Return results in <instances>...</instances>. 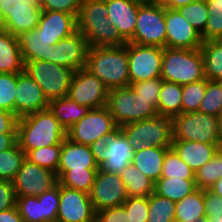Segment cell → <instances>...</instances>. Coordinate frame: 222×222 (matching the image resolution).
<instances>
[{"label":"cell","instance_id":"obj_57","mask_svg":"<svg viewBox=\"0 0 222 222\" xmlns=\"http://www.w3.org/2000/svg\"><path fill=\"white\" fill-rule=\"evenodd\" d=\"M197 0H169L164 7L168 9H178L179 7L185 6L187 4L193 3Z\"/></svg>","mask_w":222,"mask_h":222},{"label":"cell","instance_id":"obj_6","mask_svg":"<svg viewBox=\"0 0 222 222\" xmlns=\"http://www.w3.org/2000/svg\"><path fill=\"white\" fill-rule=\"evenodd\" d=\"M118 129L109 109L104 106L91 109L67 129L66 138L74 143L96 148Z\"/></svg>","mask_w":222,"mask_h":222},{"label":"cell","instance_id":"obj_50","mask_svg":"<svg viewBox=\"0 0 222 222\" xmlns=\"http://www.w3.org/2000/svg\"><path fill=\"white\" fill-rule=\"evenodd\" d=\"M96 222H131V219L122 205L96 212Z\"/></svg>","mask_w":222,"mask_h":222},{"label":"cell","instance_id":"obj_45","mask_svg":"<svg viewBox=\"0 0 222 222\" xmlns=\"http://www.w3.org/2000/svg\"><path fill=\"white\" fill-rule=\"evenodd\" d=\"M18 74L0 73V109L15 114Z\"/></svg>","mask_w":222,"mask_h":222},{"label":"cell","instance_id":"obj_12","mask_svg":"<svg viewBox=\"0 0 222 222\" xmlns=\"http://www.w3.org/2000/svg\"><path fill=\"white\" fill-rule=\"evenodd\" d=\"M133 152V147L119 128L95 148L96 163L104 172L120 174L132 163Z\"/></svg>","mask_w":222,"mask_h":222},{"label":"cell","instance_id":"obj_14","mask_svg":"<svg viewBox=\"0 0 222 222\" xmlns=\"http://www.w3.org/2000/svg\"><path fill=\"white\" fill-rule=\"evenodd\" d=\"M89 196L95 212L110 207L122 206L128 198L120 174L104 172L100 168L96 172Z\"/></svg>","mask_w":222,"mask_h":222},{"label":"cell","instance_id":"obj_29","mask_svg":"<svg viewBox=\"0 0 222 222\" xmlns=\"http://www.w3.org/2000/svg\"><path fill=\"white\" fill-rule=\"evenodd\" d=\"M205 216L204 189H197L175 204V222H199Z\"/></svg>","mask_w":222,"mask_h":222},{"label":"cell","instance_id":"obj_21","mask_svg":"<svg viewBox=\"0 0 222 222\" xmlns=\"http://www.w3.org/2000/svg\"><path fill=\"white\" fill-rule=\"evenodd\" d=\"M36 29L52 41V45H56L77 31V17L65 12L43 10Z\"/></svg>","mask_w":222,"mask_h":222},{"label":"cell","instance_id":"obj_44","mask_svg":"<svg viewBox=\"0 0 222 222\" xmlns=\"http://www.w3.org/2000/svg\"><path fill=\"white\" fill-rule=\"evenodd\" d=\"M177 10L189 21L196 31L201 35L203 34L208 18L206 0L194 1L193 3L179 7Z\"/></svg>","mask_w":222,"mask_h":222},{"label":"cell","instance_id":"obj_26","mask_svg":"<svg viewBox=\"0 0 222 222\" xmlns=\"http://www.w3.org/2000/svg\"><path fill=\"white\" fill-rule=\"evenodd\" d=\"M167 149L151 147L134 150L132 164L155 183L161 177Z\"/></svg>","mask_w":222,"mask_h":222},{"label":"cell","instance_id":"obj_15","mask_svg":"<svg viewBox=\"0 0 222 222\" xmlns=\"http://www.w3.org/2000/svg\"><path fill=\"white\" fill-rule=\"evenodd\" d=\"M16 196H39L58 183L55 172L25 159L12 181Z\"/></svg>","mask_w":222,"mask_h":222},{"label":"cell","instance_id":"obj_65","mask_svg":"<svg viewBox=\"0 0 222 222\" xmlns=\"http://www.w3.org/2000/svg\"><path fill=\"white\" fill-rule=\"evenodd\" d=\"M133 1L143 3V2H147V1H149V0H133Z\"/></svg>","mask_w":222,"mask_h":222},{"label":"cell","instance_id":"obj_36","mask_svg":"<svg viewBox=\"0 0 222 222\" xmlns=\"http://www.w3.org/2000/svg\"><path fill=\"white\" fill-rule=\"evenodd\" d=\"M25 160V152L18 142L8 150L0 152V180L13 181Z\"/></svg>","mask_w":222,"mask_h":222},{"label":"cell","instance_id":"obj_64","mask_svg":"<svg viewBox=\"0 0 222 222\" xmlns=\"http://www.w3.org/2000/svg\"><path fill=\"white\" fill-rule=\"evenodd\" d=\"M2 19V4L0 3V20Z\"/></svg>","mask_w":222,"mask_h":222},{"label":"cell","instance_id":"obj_35","mask_svg":"<svg viewBox=\"0 0 222 222\" xmlns=\"http://www.w3.org/2000/svg\"><path fill=\"white\" fill-rule=\"evenodd\" d=\"M176 202L153 192L148 197L147 222H175Z\"/></svg>","mask_w":222,"mask_h":222},{"label":"cell","instance_id":"obj_54","mask_svg":"<svg viewBox=\"0 0 222 222\" xmlns=\"http://www.w3.org/2000/svg\"><path fill=\"white\" fill-rule=\"evenodd\" d=\"M18 119L12 112L0 109V133H17Z\"/></svg>","mask_w":222,"mask_h":222},{"label":"cell","instance_id":"obj_9","mask_svg":"<svg viewBox=\"0 0 222 222\" xmlns=\"http://www.w3.org/2000/svg\"><path fill=\"white\" fill-rule=\"evenodd\" d=\"M24 72L42 88L48 101L68 96L74 70L37 60L25 63Z\"/></svg>","mask_w":222,"mask_h":222},{"label":"cell","instance_id":"obj_53","mask_svg":"<svg viewBox=\"0 0 222 222\" xmlns=\"http://www.w3.org/2000/svg\"><path fill=\"white\" fill-rule=\"evenodd\" d=\"M2 4V18L11 10L41 9L40 0H0Z\"/></svg>","mask_w":222,"mask_h":222},{"label":"cell","instance_id":"obj_52","mask_svg":"<svg viewBox=\"0 0 222 222\" xmlns=\"http://www.w3.org/2000/svg\"><path fill=\"white\" fill-rule=\"evenodd\" d=\"M206 217L222 215V197L214 194L209 189H204Z\"/></svg>","mask_w":222,"mask_h":222},{"label":"cell","instance_id":"obj_34","mask_svg":"<svg viewBox=\"0 0 222 222\" xmlns=\"http://www.w3.org/2000/svg\"><path fill=\"white\" fill-rule=\"evenodd\" d=\"M99 169H85V171H57L60 185L90 193L96 172Z\"/></svg>","mask_w":222,"mask_h":222},{"label":"cell","instance_id":"obj_10","mask_svg":"<svg viewBox=\"0 0 222 222\" xmlns=\"http://www.w3.org/2000/svg\"><path fill=\"white\" fill-rule=\"evenodd\" d=\"M172 140L219 144L218 119L199 111L181 113L172 119Z\"/></svg>","mask_w":222,"mask_h":222},{"label":"cell","instance_id":"obj_47","mask_svg":"<svg viewBox=\"0 0 222 222\" xmlns=\"http://www.w3.org/2000/svg\"><path fill=\"white\" fill-rule=\"evenodd\" d=\"M131 222H147L148 197H128L123 203Z\"/></svg>","mask_w":222,"mask_h":222},{"label":"cell","instance_id":"obj_28","mask_svg":"<svg viewBox=\"0 0 222 222\" xmlns=\"http://www.w3.org/2000/svg\"><path fill=\"white\" fill-rule=\"evenodd\" d=\"M49 110L64 129L67 130L85 116L91 108L79 105L69 97H62L50 100Z\"/></svg>","mask_w":222,"mask_h":222},{"label":"cell","instance_id":"obj_42","mask_svg":"<svg viewBox=\"0 0 222 222\" xmlns=\"http://www.w3.org/2000/svg\"><path fill=\"white\" fill-rule=\"evenodd\" d=\"M207 87V79L182 85V113L199 111Z\"/></svg>","mask_w":222,"mask_h":222},{"label":"cell","instance_id":"obj_58","mask_svg":"<svg viewBox=\"0 0 222 222\" xmlns=\"http://www.w3.org/2000/svg\"><path fill=\"white\" fill-rule=\"evenodd\" d=\"M209 190L214 194L222 197V177L219 178L210 188Z\"/></svg>","mask_w":222,"mask_h":222},{"label":"cell","instance_id":"obj_13","mask_svg":"<svg viewBox=\"0 0 222 222\" xmlns=\"http://www.w3.org/2000/svg\"><path fill=\"white\" fill-rule=\"evenodd\" d=\"M108 88L85 68L74 71L68 96L71 100L91 109L107 106Z\"/></svg>","mask_w":222,"mask_h":222},{"label":"cell","instance_id":"obj_23","mask_svg":"<svg viewBox=\"0 0 222 222\" xmlns=\"http://www.w3.org/2000/svg\"><path fill=\"white\" fill-rule=\"evenodd\" d=\"M171 147L194 172L209 162L218 151L217 144L185 140H172Z\"/></svg>","mask_w":222,"mask_h":222},{"label":"cell","instance_id":"obj_11","mask_svg":"<svg viewBox=\"0 0 222 222\" xmlns=\"http://www.w3.org/2000/svg\"><path fill=\"white\" fill-rule=\"evenodd\" d=\"M164 48L127 42L130 84L161 77Z\"/></svg>","mask_w":222,"mask_h":222},{"label":"cell","instance_id":"obj_40","mask_svg":"<svg viewBox=\"0 0 222 222\" xmlns=\"http://www.w3.org/2000/svg\"><path fill=\"white\" fill-rule=\"evenodd\" d=\"M16 206L24 222H44L43 194L17 196Z\"/></svg>","mask_w":222,"mask_h":222},{"label":"cell","instance_id":"obj_38","mask_svg":"<svg viewBox=\"0 0 222 222\" xmlns=\"http://www.w3.org/2000/svg\"><path fill=\"white\" fill-rule=\"evenodd\" d=\"M61 147L62 144H56L30 150L25 154V159L56 173L60 160Z\"/></svg>","mask_w":222,"mask_h":222},{"label":"cell","instance_id":"obj_63","mask_svg":"<svg viewBox=\"0 0 222 222\" xmlns=\"http://www.w3.org/2000/svg\"><path fill=\"white\" fill-rule=\"evenodd\" d=\"M199 222H210V219L208 217H202Z\"/></svg>","mask_w":222,"mask_h":222},{"label":"cell","instance_id":"obj_60","mask_svg":"<svg viewBox=\"0 0 222 222\" xmlns=\"http://www.w3.org/2000/svg\"><path fill=\"white\" fill-rule=\"evenodd\" d=\"M209 219H210V222H222V215L209 217Z\"/></svg>","mask_w":222,"mask_h":222},{"label":"cell","instance_id":"obj_16","mask_svg":"<svg viewBox=\"0 0 222 222\" xmlns=\"http://www.w3.org/2000/svg\"><path fill=\"white\" fill-rule=\"evenodd\" d=\"M56 222H96V212L89 194L60 185Z\"/></svg>","mask_w":222,"mask_h":222},{"label":"cell","instance_id":"obj_1","mask_svg":"<svg viewBox=\"0 0 222 222\" xmlns=\"http://www.w3.org/2000/svg\"><path fill=\"white\" fill-rule=\"evenodd\" d=\"M85 69L98 77L108 90L128 87L130 78L127 43L89 48Z\"/></svg>","mask_w":222,"mask_h":222},{"label":"cell","instance_id":"obj_24","mask_svg":"<svg viewBox=\"0 0 222 222\" xmlns=\"http://www.w3.org/2000/svg\"><path fill=\"white\" fill-rule=\"evenodd\" d=\"M18 40L24 63L37 60L50 62L51 51L56 45H52V41L36 28L20 34Z\"/></svg>","mask_w":222,"mask_h":222},{"label":"cell","instance_id":"obj_7","mask_svg":"<svg viewBox=\"0 0 222 222\" xmlns=\"http://www.w3.org/2000/svg\"><path fill=\"white\" fill-rule=\"evenodd\" d=\"M120 129L134 150L151 147L171 148L172 118L157 115L154 118L126 124Z\"/></svg>","mask_w":222,"mask_h":222},{"label":"cell","instance_id":"obj_18","mask_svg":"<svg viewBox=\"0 0 222 222\" xmlns=\"http://www.w3.org/2000/svg\"><path fill=\"white\" fill-rule=\"evenodd\" d=\"M89 48L87 40L77 30L56 44L50 54V63L68 67L74 71L85 68Z\"/></svg>","mask_w":222,"mask_h":222},{"label":"cell","instance_id":"obj_4","mask_svg":"<svg viewBox=\"0 0 222 222\" xmlns=\"http://www.w3.org/2000/svg\"><path fill=\"white\" fill-rule=\"evenodd\" d=\"M161 78L180 85L206 79L201 50L164 47Z\"/></svg>","mask_w":222,"mask_h":222},{"label":"cell","instance_id":"obj_39","mask_svg":"<svg viewBox=\"0 0 222 222\" xmlns=\"http://www.w3.org/2000/svg\"><path fill=\"white\" fill-rule=\"evenodd\" d=\"M194 173L172 147L166 150L161 177L195 179Z\"/></svg>","mask_w":222,"mask_h":222},{"label":"cell","instance_id":"obj_3","mask_svg":"<svg viewBox=\"0 0 222 222\" xmlns=\"http://www.w3.org/2000/svg\"><path fill=\"white\" fill-rule=\"evenodd\" d=\"M66 130L48 109L18 119L17 142L25 152L62 144Z\"/></svg>","mask_w":222,"mask_h":222},{"label":"cell","instance_id":"obj_61","mask_svg":"<svg viewBox=\"0 0 222 222\" xmlns=\"http://www.w3.org/2000/svg\"><path fill=\"white\" fill-rule=\"evenodd\" d=\"M150 1L157 3L161 6H164L169 0H150Z\"/></svg>","mask_w":222,"mask_h":222},{"label":"cell","instance_id":"obj_25","mask_svg":"<svg viewBox=\"0 0 222 222\" xmlns=\"http://www.w3.org/2000/svg\"><path fill=\"white\" fill-rule=\"evenodd\" d=\"M24 67L18 36L0 27V73L19 74Z\"/></svg>","mask_w":222,"mask_h":222},{"label":"cell","instance_id":"obj_51","mask_svg":"<svg viewBox=\"0 0 222 222\" xmlns=\"http://www.w3.org/2000/svg\"><path fill=\"white\" fill-rule=\"evenodd\" d=\"M16 202L17 196L13 182L9 180H0V212L15 207Z\"/></svg>","mask_w":222,"mask_h":222},{"label":"cell","instance_id":"obj_8","mask_svg":"<svg viewBox=\"0 0 222 222\" xmlns=\"http://www.w3.org/2000/svg\"><path fill=\"white\" fill-rule=\"evenodd\" d=\"M134 35L127 41L141 46L166 47L165 7L152 1L139 4Z\"/></svg>","mask_w":222,"mask_h":222},{"label":"cell","instance_id":"obj_22","mask_svg":"<svg viewBox=\"0 0 222 222\" xmlns=\"http://www.w3.org/2000/svg\"><path fill=\"white\" fill-rule=\"evenodd\" d=\"M108 9L107 18L128 41L135 32L137 14L140 2L133 0H105Z\"/></svg>","mask_w":222,"mask_h":222},{"label":"cell","instance_id":"obj_55","mask_svg":"<svg viewBox=\"0 0 222 222\" xmlns=\"http://www.w3.org/2000/svg\"><path fill=\"white\" fill-rule=\"evenodd\" d=\"M0 222H24L17 206L0 212Z\"/></svg>","mask_w":222,"mask_h":222},{"label":"cell","instance_id":"obj_31","mask_svg":"<svg viewBox=\"0 0 222 222\" xmlns=\"http://www.w3.org/2000/svg\"><path fill=\"white\" fill-rule=\"evenodd\" d=\"M197 190L195 179L160 177L154 185V192L171 201L178 202Z\"/></svg>","mask_w":222,"mask_h":222},{"label":"cell","instance_id":"obj_32","mask_svg":"<svg viewBox=\"0 0 222 222\" xmlns=\"http://www.w3.org/2000/svg\"><path fill=\"white\" fill-rule=\"evenodd\" d=\"M128 197H149L154 192L155 183L129 163L120 173Z\"/></svg>","mask_w":222,"mask_h":222},{"label":"cell","instance_id":"obj_27","mask_svg":"<svg viewBox=\"0 0 222 222\" xmlns=\"http://www.w3.org/2000/svg\"><path fill=\"white\" fill-rule=\"evenodd\" d=\"M42 9L11 10L0 20V27L15 36L38 27Z\"/></svg>","mask_w":222,"mask_h":222},{"label":"cell","instance_id":"obj_48","mask_svg":"<svg viewBox=\"0 0 222 222\" xmlns=\"http://www.w3.org/2000/svg\"><path fill=\"white\" fill-rule=\"evenodd\" d=\"M60 202V184L43 193L44 222H56Z\"/></svg>","mask_w":222,"mask_h":222},{"label":"cell","instance_id":"obj_37","mask_svg":"<svg viewBox=\"0 0 222 222\" xmlns=\"http://www.w3.org/2000/svg\"><path fill=\"white\" fill-rule=\"evenodd\" d=\"M194 174L197 189H209L222 177V153L218 150L213 158Z\"/></svg>","mask_w":222,"mask_h":222},{"label":"cell","instance_id":"obj_17","mask_svg":"<svg viewBox=\"0 0 222 222\" xmlns=\"http://www.w3.org/2000/svg\"><path fill=\"white\" fill-rule=\"evenodd\" d=\"M166 47L178 49H200L201 34L177 9L165 8Z\"/></svg>","mask_w":222,"mask_h":222},{"label":"cell","instance_id":"obj_43","mask_svg":"<svg viewBox=\"0 0 222 222\" xmlns=\"http://www.w3.org/2000/svg\"><path fill=\"white\" fill-rule=\"evenodd\" d=\"M199 112L218 117L222 113V84L207 80L205 96L200 103Z\"/></svg>","mask_w":222,"mask_h":222},{"label":"cell","instance_id":"obj_30","mask_svg":"<svg viewBox=\"0 0 222 222\" xmlns=\"http://www.w3.org/2000/svg\"><path fill=\"white\" fill-rule=\"evenodd\" d=\"M157 112L172 119L182 113V85L163 80Z\"/></svg>","mask_w":222,"mask_h":222},{"label":"cell","instance_id":"obj_41","mask_svg":"<svg viewBox=\"0 0 222 222\" xmlns=\"http://www.w3.org/2000/svg\"><path fill=\"white\" fill-rule=\"evenodd\" d=\"M208 18L205 30L201 35L203 41L222 39V2L206 0Z\"/></svg>","mask_w":222,"mask_h":222},{"label":"cell","instance_id":"obj_49","mask_svg":"<svg viewBox=\"0 0 222 222\" xmlns=\"http://www.w3.org/2000/svg\"><path fill=\"white\" fill-rule=\"evenodd\" d=\"M81 0H40V8L45 11H59L79 14Z\"/></svg>","mask_w":222,"mask_h":222},{"label":"cell","instance_id":"obj_62","mask_svg":"<svg viewBox=\"0 0 222 222\" xmlns=\"http://www.w3.org/2000/svg\"><path fill=\"white\" fill-rule=\"evenodd\" d=\"M218 150L222 153V137L219 139Z\"/></svg>","mask_w":222,"mask_h":222},{"label":"cell","instance_id":"obj_59","mask_svg":"<svg viewBox=\"0 0 222 222\" xmlns=\"http://www.w3.org/2000/svg\"><path fill=\"white\" fill-rule=\"evenodd\" d=\"M218 119V131L220 137H222V113L217 117Z\"/></svg>","mask_w":222,"mask_h":222},{"label":"cell","instance_id":"obj_33","mask_svg":"<svg viewBox=\"0 0 222 222\" xmlns=\"http://www.w3.org/2000/svg\"><path fill=\"white\" fill-rule=\"evenodd\" d=\"M207 80L222 79V39L203 41L200 47Z\"/></svg>","mask_w":222,"mask_h":222},{"label":"cell","instance_id":"obj_5","mask_svg":"<svg viewBox=\"0 0 222 222\" xmlns=\"http://www.w3.org/2000/svg\"><path fill=\"white\" fill-rule=\"evenodd\" d=\"M106 107L119 128L158 115L157 107L149 99L135 93L130 86L110 89Z\"/></svg>","mask_w":222,"mask_h":222},{"label":"cell","instance_id":"obj_19","mask_svg":"<svg viewBox=\"0 0 222 222\" xmlns=\"http://www.w3.org/2000/svg\"><path fill=\"white\" fill-rule=\"evenodd\" d=\"M49 108L42 88L24 71L18 74L15 115L18 118Z\"/></svg>","mask_w":222,"mask_h":222},{"label":"cell","instance_id":"obj_56","mask_svg":"<svg viewBox=\"0 0 222 222\" xmlns=\"http://www.w3.org/2000/svg\"><path fill=\"white\" fill-rule=\"evenodd\" d=\"M17 143V133H0V152L8 150Z\"/></svg>","mask_w":222,"mask_h":222},{"label":"cell","instance_id":"obj_46","mask_svg":"<svg viewBox=\"0 0 222 222\" xmlns=\"http://www.w3.org/2000/svg\"><path fill=\"white\" fill-rule=\"evenodd\" d=\"M163 79L161 77L149 79L147 81L132 83L129 86L135 93L149 99L156 107L160 96Z\"/></svg>","mask_w":222,"mask_h":222},{"label":"cell","instance_id":"obj_20","mask_svg":"<svg viewBox=\"0 0 222 222\" xmlns=\"http://www.w3.org/2000/svg\"><path fill=\"white\" fill-rule=\"evenodd\" d=\"M85 169H99L95 148L65 138L62 142L57 171H85Z\"/></svg>","mask_w":222,"mask_h":222},{"label":"cell","instance_id":"obj_2","mask_svg":"<svg viewBox=\"0 0 222 222\" xmlns=\"http://www.w3.org/2000/svg\"><path fill=\"white\" fill-rule=\"evenodd\" d=\"M107 16L105 0H81L77 30L87 40L90 48L120 46L127 43Z\"/></svg>","mask_w":222,"mask_h":222}]
</instances>
